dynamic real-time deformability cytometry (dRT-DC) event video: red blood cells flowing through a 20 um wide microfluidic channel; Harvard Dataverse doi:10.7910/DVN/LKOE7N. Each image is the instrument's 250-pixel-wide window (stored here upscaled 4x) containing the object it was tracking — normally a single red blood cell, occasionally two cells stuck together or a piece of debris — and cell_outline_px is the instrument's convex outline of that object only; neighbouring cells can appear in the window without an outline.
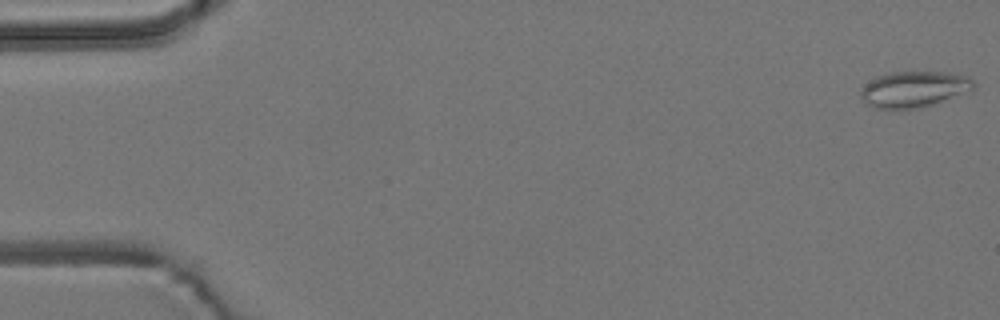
{"species": "common noctule bat (a hibernating species)", "species_latin": "Nyctalus noctula", "temperature_condition": "room temperature", "stored_images_in_passage": 9, "camera_frame_rate_fps": 3000, "um_per_image_px": 0.085, "animal": {"sex": "male", "body_mass_g": 19.2, "forearm_length_mm": 51.8}, "frame": {"image": 1, "passage_image": 1, "time_ms": 0.0, "image_size_px": [1000, 320], "cell_outline_px": [[976, 84], [972, 88], [920, 108], [872, 108], [860, 96], [860, 92], [864, 84], [876, 76], [888, 72], [944, 72], [968, 76]], "centroid_in_image_um": [77.59, 7.56], "position_along_channel_um": 7.4, "area_um2": 23.12}}